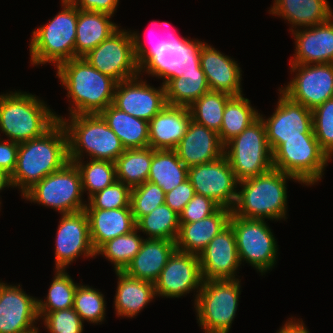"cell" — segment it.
Wrapping results in <instances>:
<instances>
[{
    "mask_svg": "<svg viewBox=\"0 0 333 333\" xmlns=\"http://www.w3.org/2000/svg\"><path fill=\"white\" fill-rule=\"evenodd\" d=\"M152 162V148H133L116 159V179L131 189L148 180Z\"/></svg>",
    "mask_w": 333,
    "mask_h": 333,
    "instance_id": "cell-34",
    "label": "cell"
},
{
    "mask_svg": "<svg viewBox=\"0 0 333 333\" xmlns=\"http://www.w3.org/2000/svg\"><path fill=\"white\" fill-rule=\"evenodd\" d=\"M81 0H62L63 6H76Z\"/></svg>",
    "mask_w": 333,
    "mask_h": 333,
    "instance_id": "cell-54",
    "label": "cell"
},
{
    "mask_svg": "<svg viewBox=\"0 0 333 333\" xmlns=\"http://www.w3.org/2000/svg\"><path fill=\"white\" fill-rule=\"evenodd\" d=\"M179 228V214L166 204L158 206L136 222V229L146 233L148 239H167L176 242Z\"/></svg>",
    "mask_w": 333,
    "mask_h": 333,
    "instance_id": "cell-36",
    "label": "cell"
},
{
    "mask_svg": "<svg viewBox=\"0 0 333 333\" xmlns=\"http://www.w3.org/2000/svg\"><path fill=\"white\" fill-rule=\"evenodd\" d=\"M158 24L159 27L165 26L167 28L170 26L168 22H163L162 24L158 22ZM164 30H166L167 32L169 29L168 30L164 29ZM149 32H151V34L149 33L150 35L148 34L149 35L148 37L150 38L148 41L150 45L149 48L178 47L179 43H182L186 39L178 37L176 34H174L171 31L167 32V34L164 31V34L162 32L160 35L158 34V36L153 34L154 33L153 29H151Z\"/></svg>",
    "mask_w": 333,
    "mask_h": 333,
    "instance_id": "cell-50",
    "label": "cell"
},
{
    "mask_svg": "<svg viewBox=\"0 0 333 333\" xmlns=\"http://www.w3.org/2000/svg\"><path fill=\"white\" fill-rule=\"evenodd\" d=\"M81 174L76 165L68 162L62 169L44 177L29 189L23 198L51 207L62 214L84 211Z\"/></svg>",
    "mask_w": 333,
    "mask_h": 333,
    "instance_id": "cell-11",
    "label": "cell"
},
{
    "mask_svg": "<svg viewBox=\"0 0 333 333\" xmlns=\"http://www.w3.org/2000/svg\"><path fill=\"white\" fill-rule=\"evenodd\" d=\"M65 271L66 269H56L45 300H37L38 317L43 318L49 312L73 307L75 291L79 284L74 283Z\"/></svg>",
    "mask_w": 333,
    "mask_h": 333,
    "instance_id": "cell-37",
    "label": "cell"
},
{
    "mask_svg": "<svg viewBox=\"0 0 333 333\" xmlns=\"http://www.w3.org/2000/svg\"><path fill=\"white\" fill-rule=\"evenodd\" d=\"M188 179L195 194L212 199L220 207H234L238 181L225 156L210 163L189 167Z\"/></svg>",
    "mask_w": 333,
    "mask_h": 333,
    "instance_id": "cell-15",
    "label": "cell"
},
{
    "mask_svg": "<svg viewBox=\"0 0 333 333\" xmlns=\"http://www.w3.org/2000/svg\"><path fill=\"white\" fill-rule=\"evenodd\" d=\"M19 144L13 141L0 139V170L9 177L16 167Z\"/></svg>",
    "mask_w": 333,
    "mask_h": 333,
    "instance_id": "cell-49",
    "label": "cell"
},
{
    "mask_svg": "<svg viewBox=\"0 0 333 333\" xmlns=\"http://www.w3.org/2000/svg\"><path fill=\"white\" fill-rule=\"evenodd\" d=\"M277 333H309L308 329L305 327L303 321L298 320H288L283 327L280 328Z\"/></svg>",
    "mask_w": 333,
    "mask_h": 333,
    "instance_id": "cell-52",
    "label": "cell"
},
{
    "mask_svg": "<svg viewBox=\"0 0 333 333\" xmlns=\"http://www.w3.org/2000/svg\"><path fill=\"white\" fill-rule=\"evenodd\" d=\"M137 231L135 229L131 233L108 240L95 251V254H101L112 262L115 272L124 271L139 252L144 240L140 235H137Z\"/></svg>",
    "mask_w": 333,
    "mask_h": 333,
    "instance_id": "cell-40",
    "label": "cell"
},
{
    "mask_svg": "<svg viewBox=\"0 0 333 333\" xmlns=\"http://www.w3.org/2000/svg\"><path fill=\"white\" fill-rule=\"evenodd\" d=\"M99 115L118 136L125 149L149 147V122L119 110L113 104Z\"/></svg>",
    "mask_w": 333,
    "mask_h": 333,
    "instance_id": "cell-32",
    "label": "cell"
},
{
    "mask_svg": "<svg viewBox=\"0 0 333 333\" xmlns=\"http://www.w3.org/2000/svg\"><path fill=\"white\" fill-rule=\"evenodd\" d=\"M131 35L140 75L146 71L149 75L162 77V84L181 76L205 75L200 66V53L205 42L186 38L178 47L146 48L138 33L131 32Z\"/></svg>",
    "mask_w": 333,
    "mask_h": 333,
    "instance_id": "cell-6",
    "label": "cell"
},
{
    "mask_svg": "<svg viewBox=\"0 0 333 333\" xmlns=\"http://www.w3.org/2000/svg\"><path fill=\"white\" fill-rule=\"evenodd\" d=\"M37 299L18 286L0 282V333H38Z\"/></svg>",
    "mask_w": 333,
    "mask_h": 333,
    "instance_id": "cell-20",
    "label": "cell"
},
{
    "mask_svg": "<svg viewBox=\"0 0 333 333\" xmlns=\"http://www.w3.org/2000/svg\"><path fill=\"white\" fill-rule=\"evenodd\" d=\"M287 179L294 176L272 168L271 170L238 182L240 191L232 208V214L249 219H286Z\"/></svg>",
    "mask_w": 333,
    "mask_h": 333,
    "instance_id": "cell-3",
    "label": "cell"
},
{
    "mask_svg": "<svg viewBox=\"0 0 333 333\" xmlns=\"http://www.w3.org/2000/svg\"><path fill=\"white\" fill-rule=\"evenodd\" d=\"M189 107L166 105L149 121V147L174 150L191 121Z\"/></svg>",
    "mask_w": 333,
    "mask_h": 333,
    "instance_id": "cell-25",
    "label": "cell"
},
{
    "mask_svg": "<svg viewBox=\"0 0 333 333\" xmlns=\"http://www.w3.org/2000/svg\"><path fill=\"white\" fill-rule=\"evenodd\" d=\"M239 280H203L194 307L205 333L229 332L241 293Z\"/></svg>",
    "mask_w": 333,
    "mask_h": 333,
    "instance_id": "cell-8",
    "label": "cell"
},
{
    "mask_svg": "<svg viewBox=\"0 0 333 333\" xmlns=\"http://www.w3.org/2000/svg\"><path fill=\"white\" fill-rule=\"evenodd\" d=\"M82 161V159L75 160L73 163L79 169L82 190L83 193L88 191V198L96 192L109 187L117 180L115 162L90 159L85 164Z\"/></svg>",
    "mask_w": 333,
    "mask_h": 333,
    "instance_id": "cell-41",
    "label": "cell"
},
{
    "mask_svg": "<svg viewBox=\"0 0 333 333\" xmlns=\"http://www.w3.org/2000/svg\"><path fill=\"white\" fill-rule=\"evenodd\" d=\"M110 14L78 9L75 58L84 57L101 42L115 33L119 27L109 21Z\"/></svg>",
    "mask_w": 333,
    "mask_h": 333,
    "instance_id": "cell-29",
    "label": "cell"
},
{
    "mask_svg": "<svg viewBox=\"0 0 333 333\" xmlns=\"http://www.w3.org/2000/svg\"><path fill=\"white\" fill-rule=\"evenodd\" d=\"M5 187H11L9 176L0 170V191Z\"/></svg>",
    "mask_w": 333,
    "mask_h": 333,
    "instance_id": "cell-53",
    "label": "cell"
},
{
    "mask_svg": "<svg viewBox=\"0 0 333 333\" xmlns=\"http://www.w3.org/2000/svg\"><path fill=\"white\" fill-rule=\"evenodd\" d=\"M118 276L114 298L117 316L134 317L156 296L154 283L127 275L123 271Z\"/></svg>",
    "mask_w": 333,
    "mask_h": 333,
    "instance_id": "cell-31",
    "label": "cell"
},
{
    "mask_svg": "<svg viewBox=\"0 0 333 333\" xmlns=\"http://www.w3.org/2000/svg\"><path fill=\"white\" fill-rule=\"evenodd\" d=\"M232 96L217 91H208L189 106L193 121L220 132L223 121V112L227 101Z\"/></svg>",
    "mask_w": 333,
    "mask_h": 333,
    "instance_id": "cell-39",
    "label": "cell"
},
{
    "mask_svg": "<svg viewBox=\"0 0 333 333\" xmlns=\"http://www.w3.org/2000/svg\"><path fill=\"white\" fill-rule=\"evenodd\" d=\"M290 30L296 40L291 64L333 63V17L302 31Z\"/></svg>",
    "mask_w": 333,
    "mask_h": 333,
    "instance_id": "cell-23",
    "label": "cell"
},
{
    "mask_svg": "<svg viewBox=\"0 0 333 333\" xmlns=\"http://www.w3.org/2000/svg\"><path fill=\"white\" fill-rule=\"evenodd\" d=\"M56 118L67 132L69 162L80 160L83 151L93 160L115 162L125 151L121 140L99 114L70 115L69 120L58 115Z\"/></svg>",
    "mask_w": 333,
    "mask_h": 333,
    "instance_id": "cell-5",
    "label": "cell"
},
{
    "mask_svg": "<svg viewBox=\"0 0 333 333\" xmlns=\"http://www.w3.org/2000/svg\"><path fill=\"white\" fill-rule=\"evenodd\" d=\"M42 319L49 333L83 332V321L73 307L49 312Z\"/></svg>",
    "mask_w": 333,
    "mask_h": 333,
    "instance_id": "cell-46",
    "label": "cell"
},
{
    "mask_svg": "<svg viewBox=\"0 0 333 333\" xmlns=\"http://www.w3.org/2000/svg\"><path fill=\"white\" fill-rule=\"evenodd\" d=\"M175 250V241L146 238L123 272L131 277L155 283Z\"/></svg>",
    "mask_w": 333,
    "mask_h": 333,
    "instance_id": "cell-28",
    "label": "cell"
},
{
    "mask_svg": "<svg viewBox=\"0 0 333 333\" xmlns=\"http://www.w3.org/2000/svg\"><path fill=\"white\" fill-rule=\"evenodd\" d=\"M139 76L116 84L113 105L131 116L149 122L167 105L165 87L162 84L157 89L142 81Z\"/></svg>",
    "mask_w": 333,
    "mask_h": 333,
    "instance_id": "cell-18",
    "label": "cell"
},
{
    "mask_svg": "<svg viewBox=\"0 0 333 333\" xmlns=\"http://www.w3.org/2000/svg\"><path fill=\"white\" fill-rule=\"evenodd\" d=\"M224 156L238 182L259 176L273 168L272 151L260 117L224 145Z\"/></svg>",
    "mask_w": 333,
    "mask_h": 333,
    "instance_id": "cell-9",
    "label": "cell"
},
{
    "mask_svg": "<svg viewBox=\"0 0 333 333\" xmlns=\"http://www.w3.org/2000/svg\"><path fill=\"white\" fill-rule=\"evenodd\" d=\"M200 66L210 91L223 92L231 96L242 95L241 68L234 59L205 43L200 53Z\"/></svg>",
    "mask_w": 333,
    "mask_h": 333,
    "instance_id": "cell-24",
    "label": "cell"
},
{
    "mask_svg": "<svg viewBox=\"0 0 333 333\" xmlns=\"http://www.w3.org/2000/svg\"><path fill=\"white\" fill-rule=\"evenodd\" d=\"M203 278L199 255L175 250L154 283L156 296L181 297L190 291L201 289ZM200 286V287H199Z\"/></svg>",
    "mask_w": 333,
    "mask_h": 333,
    "instance_id": "cell-17",
    "label": "cell"
},
{
    "mask_svg": "<svg viewBox=\"0 0 333 333\" xmlns=\"http://www.w3.org/2000/svg\"><path fill=\"white\" fill-rule=\"evenodd\" d=\"M84 58L99 72L117 83L138 76L131 32L118 29Z\"/></svg>",
    "mask_w": 333,
    "mask_h": 333,
    "instance_id": "cell-13",
    "label": "cell"
},
{
    "mask_svg": "<svg viewBox=\"0 0 333 333\" xmlns=\"http://www.w3.org/2000/svg\"><path fill=\"white\" fill-rule=\"evenodd\" d=\"M57 121L35 95L19 91L0 95V130L10 141L20 144L38 138Z\"/></svg>",
    "mask_w": 333,
    "mask_h": 333,
    "instance_id": "cell-4",
    "label": "cell"
},
{
    "mask_svg": "<svg viewBox=\"0 0 333 333\" xmlns=\"http://www.w3.org/2000/svg\"><path fill=\"white\" fill-rule=\"evenodd\" d=\"M131 188L116 180L109 187L96 192L88 199L85 209H119L130 206Z\"/></svg>",
    "mask_w": 333,
    "mask_h": 333,
    "instance_id": "cell-45",
    "label": "cell"
},
{
    "mask_svg": "<svg viewBox=\"0 0 333 333\" xmlns=\"http://www.w3.org/2000/svg\"><path fill=\"white\" fill-rule=\"evenodd\" d=\"M291 71L297 74L279 91L292 101L313 110L333 98V63L291 64Z\"/></svg>",
    "mask_w": 333,
    "mask_h": 333,
    "instance_id": "cell-14",
    "label": "cell"
},
{
    "mask_svg": "<svg viewBox=\"0 0 333 333\" xmlns=\"http://www.w3.org/2000/svg\"><path fill=\"white\" fill-rule=\"evenodd\" d=\"M47 25L32 33L30 40L31 64L53 63L56 68L75 58L76 26L78 8L63 6Z\"/></svg>",
    "mask_w": 333,
    "mask_h": 333,
    "instance_id": "cell-7",
    "label": "cell"
},
{
    "mask_svg": "<svg viewBox=\"0 0 333 333\" xmlns=\"http://www.w3.org/2000/svg\"><path fill=\"white\" fill-rule=\"evenodd\" d=\"M260 113L250 105V100L232 96L226 103L219 138L223 145L241 134L247 127L259 118Z\"/></svg>",
    "mask_w": 333,
    "mask_h": 333,
    "instance_id": "cell-35",
    "label": "cell"
},
{
    "mask_svg": "<svg viewBox=\"0 0 333 333\" xmlns=\"http://www.w3.org/2000/svg\"><path fill=\"white\" fill-rule=\"evenodd\" d=\"M165 204V193L161 187L148 181L132 188L130 206L135 222Z\"/></svg>",
    "mask_w": 333,
    "mask_h": 333,
    "instance_id": "cell-43",
    "label": "cell"
},
{
    "mask_svg": "<svg viewBox=\"0 0 333 333\" xmlns=\"http://www.w3.org/2000/svg\"><path fill=\"white\" fill-rule=\"evenodd\" d=\"M194 195V187L189 179H187L165 194V204L177 214H180Z\"/></svg>",
    "mask_w": 333,
    "mask_h": 333,
    "instance_id": "cell-48",
    "label": "cell"
},
{
    "mask_svg": "<svg viewBox=\"0 0 333 333\" xmlns=\"http://www.w3.org/2000/svg\"><path fill=\"white\" fill-rule=\"evenodd\" d=\"M56 69L68 99H73L70 115L99 114L113 104L117 82L92 67L84 57L63 62Z\"/></svg>",
    "mask_w": 333,
    "mask_h": 333,
    "instance_id": "cell-2",
    "label": "cell"
},
{
    "mask_svg": "<svg viewBox=\"0 0 333 333\" xmlns=\"http://www.w3.org/2000/svg\"><path fill=\"white\" fill-rule=\"evenodd\" d=\"M313 132L321 149L333 156V98L312 110Z\"/></svg>",
    "mask_w": 333,
    "mask_h": 333,
    "instance_id": "cell-44",
    "label": "cell"
},
{
    "mask_svg": "<svg viewBox=\"0 0 333 333\" xmlns=\"http://www.w3.org/2000/svg\"><path fill=\"white\" fill-rule=\"evenodd\" d=\"M271 14L282 16L295 29L324 23L333 17L327 0H274Z\"/></svg>",
    "mask_w": 333,
    "mask_h": 333,
    "instance_id": "cell-30",
    "label": "cell"
},
{
    "mask_svg": "<svg viewBox=\"0 0 333 333\" xmlns=\"http://www.w3.org/2000/svg\"><path fill=\"white\" fill-rule=\"evenodd\" d=\"M89 221V235L96 251L108 240L131 233L136 229V222L131 206L119 209H84Z\"/></svg>",
    "mask_w": 333,
    "mask_h": 333,
    "instance_id": "cell-27",
    "label": "cell"
},
{
    "mask_svg": "<svg viewBox=\"0 0 333 333\" xmlns=\"http://www.w3.org/2000/svg\"><path fill=\"white\" fill-rule=\"evenodd\" d=\"M174 151L189 168L218 160L224 156V145L218 133L191 119L185 135Z\"/></svg>",
    "mask_w": 333,
    "mask_h": 333,
    "instance_id": "cell-22",
    "label": "cell"
},
{
    "mask_svg": "<svg viewBox=\"0 0 333 333\" xmlns=\"http://www.w3.org/2000/svg\"><path fill=\"white\" fill-rule=\"evenodd\" d=\"M187 179L188 168L174 150L152 149L148 182L158 185L166 194Z\"/></svg>",
    "mask_w": 333,
    "mask_h": 333,
    "instance_id": "cell-33",
    "label": "cell"
},
{
    "mask_svg": "<svg viewBox=\"0 0 333 333\" xmlns=\"http://www.w3.org/2000/svg\"><path fill=\"white\" fill-rule=\"evenodd\" d=\"M232 209L219 207L213 214L192 223H180L176 249L199 255L229 225Z\"/></svg>",
    "mask_w": 333,
    "mask_h": 333,
    "instance_id": "cell-26",
    "label": "cell"
},
{
    "mask_svg": "<svg viewBox=\"0 0 333 333\" xmlns=\"http://www.w3.org/2000/svg\"><path fill=\"white\" fill-rule=\"evenodd\" d=\"M278 100L275 112L268 119L259 115L272 153L283 139L303 138V133H314L312 110L292 101L281 91Z\"/></svg>",
    "mask_w": 333,
    "mask_h": 333,
    "instance_id": "cell-16",
    "label": "cell"
},
{
    "mask_svg": "<svg viewBox=\"0 0 333 333\" xmlns=\"http://www.w3.org/2000/svg\"><path fill=\"white\" fill-rule=\"evenodd\" d=\"M203 280L236 279L235 272L241 265L236 238L230 225L216 235L199 254Z\"/></svg>",
    "mask_w": 333,
    "mask_h": 333,
    "instance_id": "cell-21",
    "label": "cell"
},
{
    "mask_svg": "<svg viewBox=\"0 0 333 333\" xmlns=\"http://www.w3.org/2000/svg\"><path fill=\"white\" fill-rule=\"evenodd\" d=\"M104 295L90 286L78 285L74 295V310L81 317L82 321L90 323L103 322L105 319Z\"/></svg>",
    "mask_w": 333,
    "mask_h": 333,
    "instance_id": "cell-42",
    "label": "cell"
},
{
    "mask_svg": "<svg viewBox=\"0 0 333 333\" xmlns=\"http://www.w3.org/2000/svg\"><path fill=\"white\" fill-rule=\"evenodd\" d=\"M220 206L212 199L195 194L179 214L180 223H192L213 214Z\"/></svg>",
    "mask_w": 333,
    "mask_h": 333,
    "instance_id": "cell-47",
    "label": "cell"
},
{
    "mask_svg": "<svg viewBox=\"0 0 333 333\" xmlns=\"http://www.w3.org/2000/svg\"><path fill=\"white\" fill-rule=\"evenodd\" d=\"M329 160L314 133H303V138L283 139L272 153L273 168L308 186L321 179Z\"/></svg>",
    "mask_w": 333,
    "mask_h": 333,
    "instance_id": "cell-10",
    "label": "cell"
},
{
    "mask_svg": "<svg viewBox=\"0 0 333 333\" xmlns=\"http://www.w3.org/2000/svg\"><path fill=\"white\" fill-rule=\"evenodd\" d=\"M69 162L67 132L57 121L38 138L19 144L16 167L9 177L11 187L24 195L47 175L62 169Z\"/></svg>",
    "mask_w": 333,
    "mask_h": 333,
    "instance_id": "cell-1",
    "label": "cell"
},
{
    "mask_svg": "<svg viewBox=\"0 0 333 333\" xmlns=\"http://www.w3.org/2000/svg\"><path fill=\"white\" fill-rule=\"evenodd\" d=\"M229 225L235 234L240 264L246 261L262 275L275 265L278 245L264 219L231 214Z\"/></svg>",
    "mask_w": 333,
    "mask_h": 333,
    "instance_id": "cell-12",
    "label": "cell"
},
{
    "mask_svg": "<svg viewBox=\"0 0 333 333\" xmlns=\"http://www.w3.org/2000/svg\"><path fill=\"white\" fill-rule=\"evenodd\" d=\"M119 0H81L76 7L83 11L102 12L113 16Z\"/></svg>",
    "mask_w": 333,
    "mask_h": 333,
    "instance_id": "cell-51",
    "label": "cell"
},
{
    "mask_svg": "<svg viewBox=\"0 0 333 333\" xmlns=\"http://www.w3.org/2000/svg\"><path fill=\"white\" fill-rule=\"evenodd\" d=\"M167 105L189 107L203 94L210 91L205 75L181 76L165 84Z\"/></svg>",
    "mask_w": 333,
    "mask_h": 333,
    "instance_id": "cell-38",
    "label": "cell"
},
{
    "mask_svg": "<svg viewBox=\"0 0 333 333\" xmlns=\"http://www.w3.org/2000/svg\"><path fill=\"white\" fill-rule=\"evenodd\" d=\"M55 243V269L65 270L80 255L87 258L96 256L85 211L62 214Z\"/></svg>",
    "mask_w": 333,
    "mask_h": 333,
    "instance_id": "cell-19",
    "label": "cell"
}]
</instances>
